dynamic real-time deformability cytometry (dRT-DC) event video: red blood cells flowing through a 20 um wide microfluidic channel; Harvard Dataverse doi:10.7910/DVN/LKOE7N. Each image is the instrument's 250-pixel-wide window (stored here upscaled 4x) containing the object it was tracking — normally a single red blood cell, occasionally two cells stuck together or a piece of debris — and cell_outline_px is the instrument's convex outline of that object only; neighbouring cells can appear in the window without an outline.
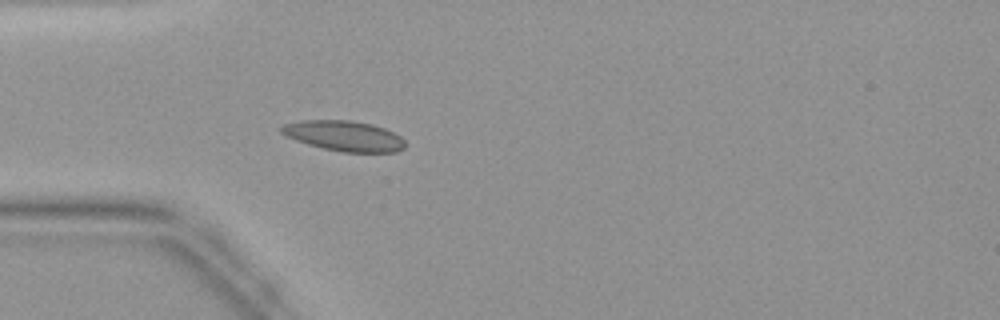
{"species": "common noctule bat (a hibernating species)", "species_latin": "Nyctalus noctula", "temperature_condition": "warm", "stored_images_in_passage": 27, "camera_frame_rate_fps": 3000, "um_per_image_px": 0.085, "animal": {"sex": "female", "body_mass_g": 19.9}, "frame": {"image": 1, "passage_image": 5, "time_ms": 1.333, "image_size_px": [1000, 320], "cell_outline_px": [[404, 148], [396, 152], [344, 152], [324, 148], [308, 144], [284, 136], [280, 132], [280, 128], [284, 124], [300, 120], [352, 120], [372, 124], [384, 128], [400, 136], [404, 140]], "centroid_in_image_um": [29.22, 11.54], "position_along_channel_um": 55.8, "area_um2": 21.85}}
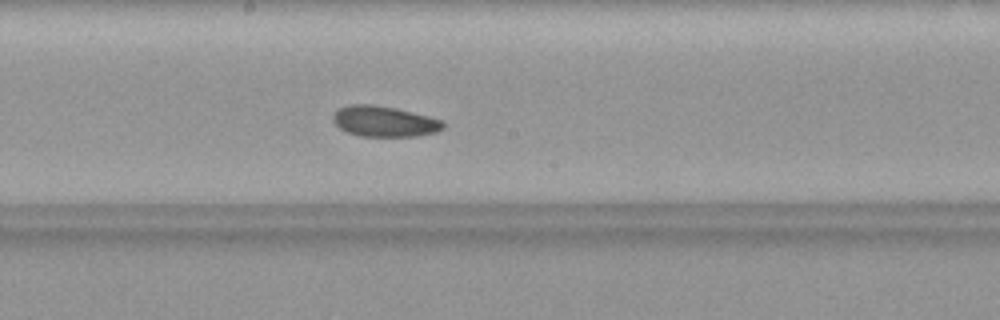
{"frame": {"image": 2, "passage_image": 16, "time_ms": 5.0, "image_size_px": [1000, 320], "cell_outline_px": [[444, 128], [436, 132], [416, 136], [360, 136], [348, 132], [340, 128], [332, 120], [332, 116], [336, 108], [348, 104], [372, 104], [396, 108], [444, 120]], "centroid_in_image_um": [32.64, 10.3], "position_along_channel_um": 215.6, "area_um2": 19.83}}
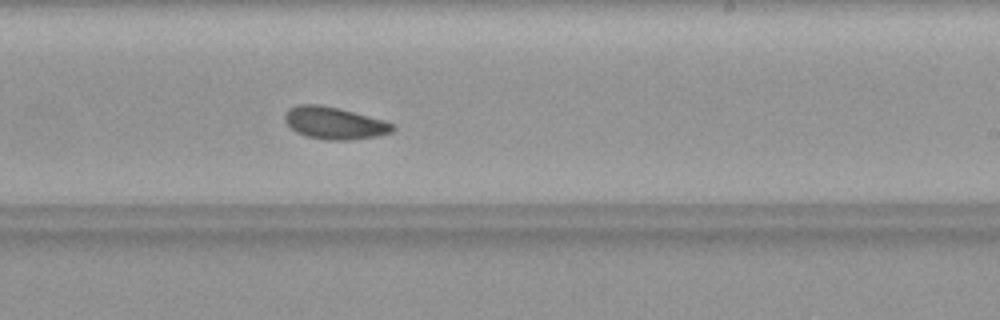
{"frame": {"image": 3, "passage_image": 19, "time_ms": 6.0, "image_size_px": [1000, 320], "cell_outline_px": [[396, 128], [392, 132], [376, 136], [348, 140], [328, 140], [308, 136], [296, 132], [284, 120], [284, 116], [288, 108], [296, 104], [320, 104], [384, 120], [392, 124]], "centroid_in_image_um": [28.4, 10.45], "position_along_channel_um": 260.6, "area_um2": 20.0}}